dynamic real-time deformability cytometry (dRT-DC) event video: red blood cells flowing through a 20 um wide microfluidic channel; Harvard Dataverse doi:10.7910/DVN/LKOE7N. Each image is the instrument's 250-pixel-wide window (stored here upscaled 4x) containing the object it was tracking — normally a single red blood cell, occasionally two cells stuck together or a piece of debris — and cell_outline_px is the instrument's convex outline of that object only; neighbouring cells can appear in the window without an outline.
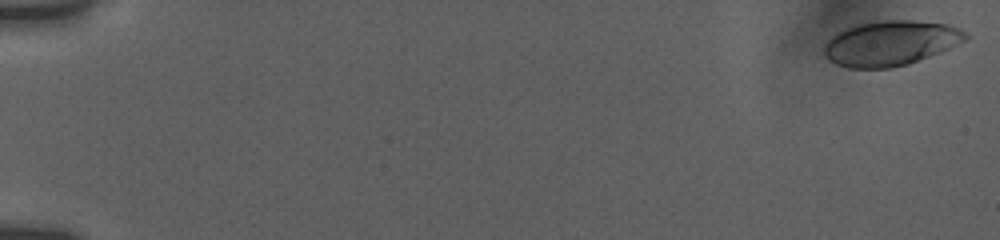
{"species": "human", "species_latin": "Homo sapiens", "temperature_condition": "room temperature", "stored_images_in_passage": 55, "camera_frame_rate_fps": 3000, "um_per_image_px": 0.085, "donor": {"sex": "female"}, "frame": {"image": 1, "passage_image": 1, "time_ms": 0.0, "image_size_px": [1000, 240], "cell_outline_px": [[968, 36], [964, 40], [940, 52], [908, 64], [888, 68], [848, 68], [836, 64], [828, 60], [824, 56], [824, 44], [836, 32], [844, 28], [856, 24], [884, 20], [912, 20], [948, 24], [960, 28], [968, 32]], "centroid_in_image_um": [75.66, 3.66], "position_along_channel_um": 9.3, "area_um2": 37.17}}
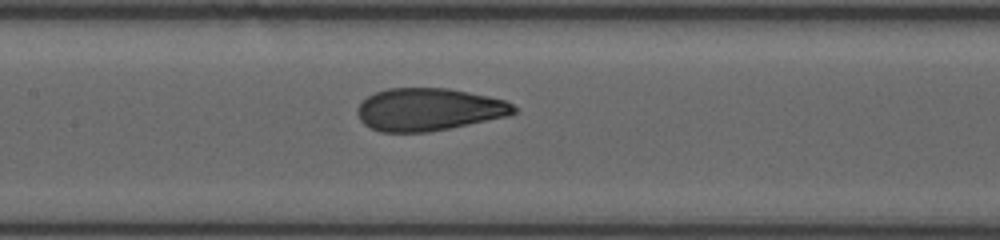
{"frame": {"image": 2, "passage_image": 28, "time_ms": 9.0, "image_size_px": [1000, 240], "cell_outline_px": [[516, 112], [508, 116], [428, 132], [380, 132], [364, 124], [360, 120], [356, 112], [356, 108], [368, 96], [376, 92], [388, 88], [448, 88], [508, 100], [516, 108]], "centroid_in_image_um": [36.44, 9.3], "position_along_channel_um": 171.0, "area_um2": 38.73}}
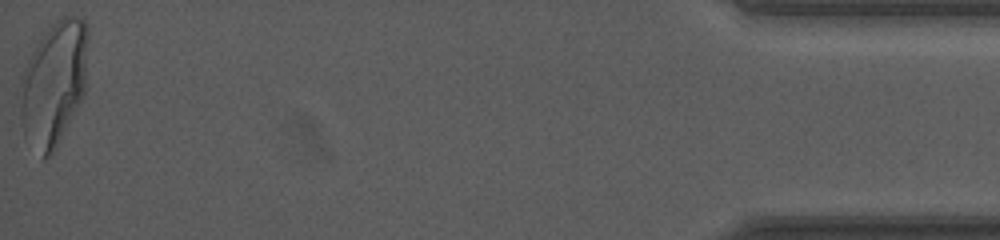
{"frame": {"image": 3, "passage_image": 55, "time_ms": 18.0, "image_size_px": [1000, 240], "cell_outline_px": [[88, 40], [84, 92], [52, 156], [44, 160], [40, 160], [24, 136], [20, 120], [20, 76], [36, 44], [44, 32], [56, 20], [64, 16], [80, 16], [88, 24]], "centroid_in_image_um": [4.54, 7.11], "position_along_channel_um": 430.7, "area_um2": 49.71}, "authors_computed_cell_mechanics": {"area_um2": 38.726, "velocity_mm_per_s": 3.8249, "shape_relaxation_time_tau1_ms": 5.189, "shape_relaxation_time_tau2_ms": 0.7429, "deformation_change_tau1": 0.18, "deformation_change_tau2": 0.0691}}